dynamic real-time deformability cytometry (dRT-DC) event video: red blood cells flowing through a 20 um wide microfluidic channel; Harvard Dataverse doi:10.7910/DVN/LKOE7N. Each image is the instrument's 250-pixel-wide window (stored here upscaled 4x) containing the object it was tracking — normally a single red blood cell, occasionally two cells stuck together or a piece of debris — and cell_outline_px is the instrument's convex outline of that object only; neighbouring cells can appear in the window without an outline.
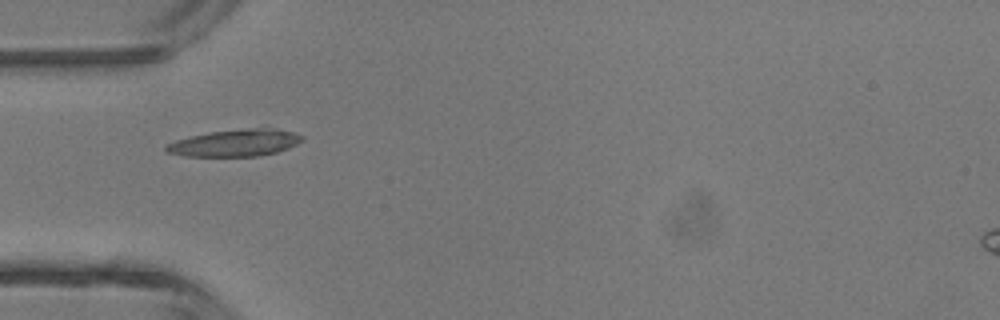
{"species": "common noctule bat (a hibernating species)", "species_latin": "Nyctalus noctula", "temperature_condition": "room temperature", "stored_images_in_passage": 2, "camera_frame_rate_fps": 3000, "um_per_image_px": 0.085, "animal": {"sex": "male", "body_mass_g": 13.3}, "frame": {"image": 1, "passage_image": 1, "time_ms": 0.0, "image_size_px": [1000, 320], "cell_outline_px": [[304, 140], [288, 148], [276, 152], [260, 156], [184, 156], [164, 152], [164, 144], [176, 140], [208, 132], [252, 128], [276, 128], [292, 132], [304, 136]], "centroid_in_image_um": [19.97, 12.15], "position_along_channel_um": 65.0, "area_um2": 21.44}}
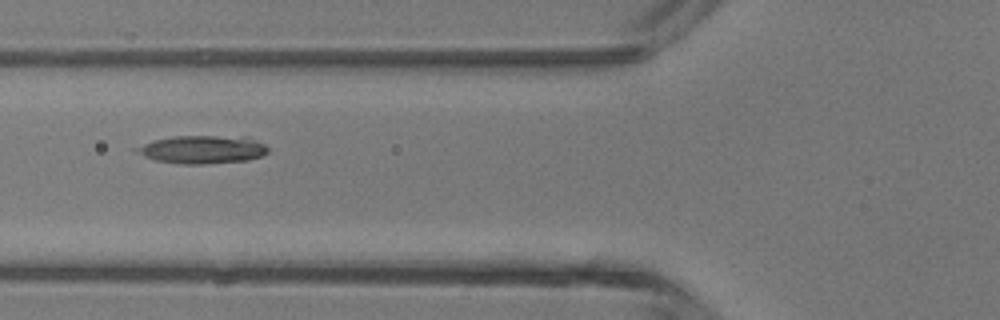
{"frame": {"image": 2, "passage_image": 2, "time_ms": 0.333, "image_size_px": [1000, 320], "cell_outline_px": [[268, 152], [260, 156], [248, 160], [204, 164], [180, 164], [156, 160], [144, 156], [132, 148], [152, 140], [176, 136], [248, 136], [264, 144], [268, 148]], "centroid_in_image_um": [17.21, 12.7], "position_along_channel_um": 108.6, "area_um2": 21.62}}